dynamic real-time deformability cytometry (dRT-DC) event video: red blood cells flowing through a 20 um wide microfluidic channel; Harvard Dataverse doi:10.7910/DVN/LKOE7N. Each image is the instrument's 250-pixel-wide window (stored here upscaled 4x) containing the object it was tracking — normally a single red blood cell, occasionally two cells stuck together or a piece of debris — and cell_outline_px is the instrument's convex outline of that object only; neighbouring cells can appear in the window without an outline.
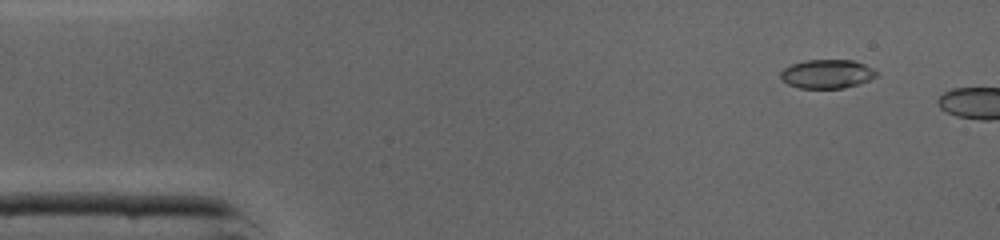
{"species": "common noctule bat (a hibernating species)", "species_latin": "Nyctalus noctula", "temperature_condition": "cold", "stored_images_in_passage": 4, "camera_frame_rate_fps": 3000, "um_per_image_px": 0.085, "animal": {"sex": "male", "body_mass_g": 19.0, "forearm_length_mm": 50.8}, "frame": {"image": 1, "passage_image": 2, "time_ms": 0.333, "image_size_px": [1000, 240], "cell_outline_px": [[876, 76], [860, 84], [844, 88], [800, 88], [788, 84], [780, 76], [780, 72], [784, 68], [792, 64], [804, 60], [852, 60], [864, 64], [872, 68], [876, 72]], "centroid_in_image_um": [70.29, 6.28], "position_along_channel_um": 14.7, "area_um2": 16.01}}